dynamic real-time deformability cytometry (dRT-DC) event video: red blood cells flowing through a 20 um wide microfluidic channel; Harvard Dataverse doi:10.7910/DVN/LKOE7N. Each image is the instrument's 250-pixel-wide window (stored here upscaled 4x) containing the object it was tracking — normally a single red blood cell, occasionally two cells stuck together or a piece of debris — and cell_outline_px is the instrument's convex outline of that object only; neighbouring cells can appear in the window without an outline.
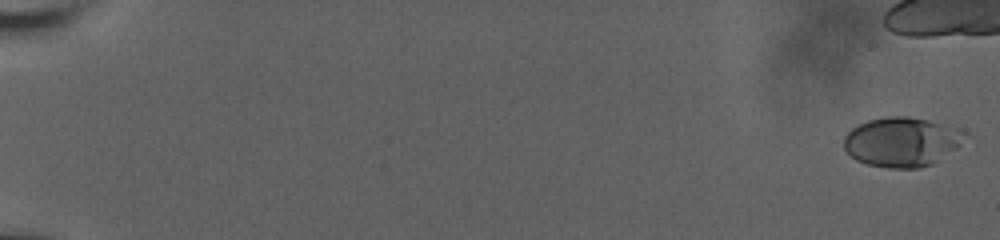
{"species": "human", "species_latin": "Homo sapiens", "temperature_condition": "room temperature", "stored_images_in_passage": 49, "camera_frame_rate_fps": 3000, "um_per_image_px": 0.085, "donor": {"sex": "male"}, "frame": {"image": 1, "passage_image": 1, "time_ms": 0.0, "image_size_px": [1000, 240], "cell_outline_px": [[960, 144], [932, 164], [920, 168], [888, 168], [868, 164], [856, 160], [844, 148], [844, 136], [852, 128], [868, 120], [888, 116], [908, 116], [928, 120], [940, 124]], "centroid_in_image_um": [76.41, 12.09], "position_along_channel_um": 8.6, "area_um2": 33.0}}
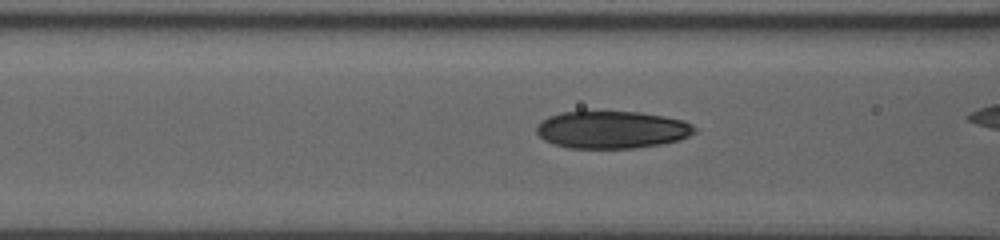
{"frame": {"image": 2, "passage_image": 27, "time_ms": 9.0, "image_size_px": [1000, 240], "cell_outline_px": [[696, 132], [680, 140], [660, 144], [632, 148], [572, 148], [552, 144], [544, 140], [536, 132], [536, 128], [540, 120], [548, 116], [560, 112], [640, 112], [664, 116], [684, 120], [692, 124], [696, 128]], "centroid_in_image_um": [52.0, 11.02], "position_along_channel_um": 114.6, "area_um2": 34.56}}
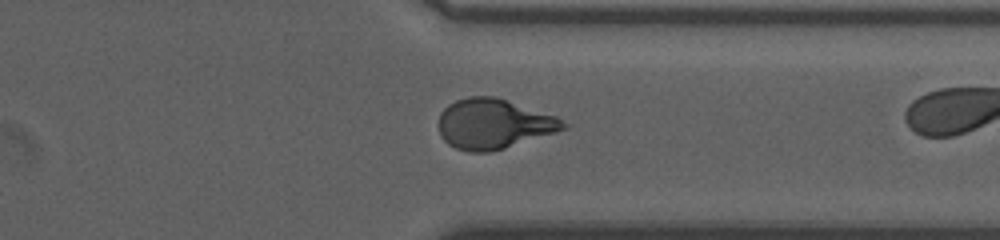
{"frame": {"image": 3, "passage_image": 48, "time_ms": 16.0, "image_size_px": [1000, 240], "cell_outline_px": [[568, 128], [556, 132], [504, 148], [488, 152], [468, 152], [456, 148], [448, 144], [440, 136], [440, 112], [448, 104], [456, 100], [468, 96], [496, 96], [556, 116], [568, 124]], "centroid_in_image_um": [41.96, 10.52], "position_along_channel_um": 369.4, "area_um2": 36.3}}